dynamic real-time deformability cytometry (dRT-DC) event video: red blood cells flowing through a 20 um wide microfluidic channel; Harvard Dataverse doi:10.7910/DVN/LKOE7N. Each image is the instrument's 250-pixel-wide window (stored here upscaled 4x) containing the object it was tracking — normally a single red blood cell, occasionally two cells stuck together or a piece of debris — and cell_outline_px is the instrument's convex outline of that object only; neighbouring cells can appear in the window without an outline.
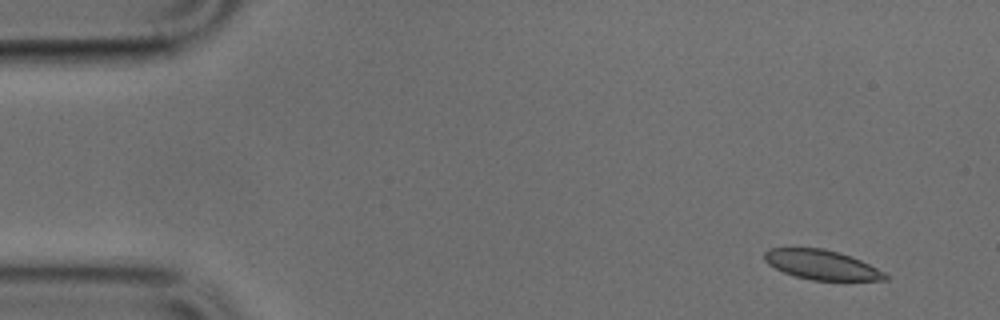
{"species": "common noctule bat (a hibernating species)", "species_latin": "Nyctalus noctula", "temperature_condition": "cold", "stored_images_in_passage": 47, "camera_frame_rate_fps": 3000, "um_per_image_px": 0.085, "animal": {"sex": "male", "body_mass_g": 17.9, "forearm_length_mm": 54.2}, "frame": {"image": 1, "passage_image": 1, "time_ms": 0.0, "image_size_px": [1000, 320], "cell_outline_px": [[888, 280], [812, 280], [796, 276], [784, 272], [768, 264], [764, 260], [764, 252], [768, 248], [824, 248], [840, 252], [852, 256], [884, 272], [888, 276]], "centroid_in_image_um": [69.83, 22.49], "position_along_channel_um": 15.2, "area_um2": 20.75}}
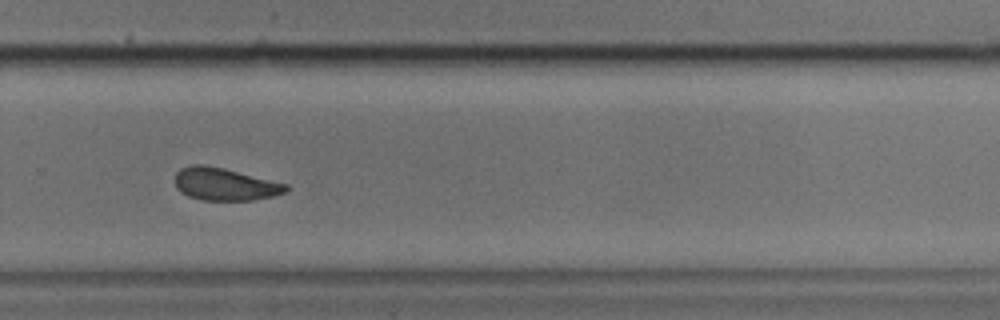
{"frame": {"image": 2, "passage_image": 31, "time_ms": 10.0, "image_size_px": [1000, 320], "cell_outline_px": [[288, 188], [284, 192], [272, 196], [252, 200], [200, 200], [188, 196], [180, 192], [176, 188], [176, 172], [180, 168], [192, 164], [204, 164], [224, 168], [288, 184]], "centroid_in_image_um": [19.07, 15.65], "position_along_channel_um": 310.7, "area_um2": 21.04}}
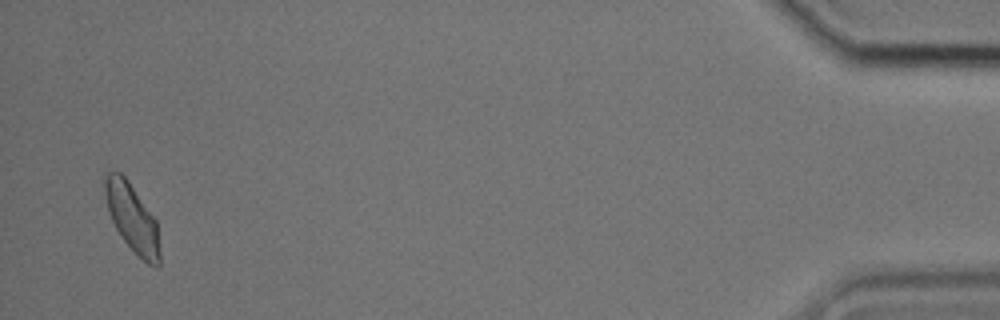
{"frame": {"image": 3, "passage_image": 46, "time_ms": 15.0, "image_size_px": [1000, 320], "cell_outline_px": [[160, 264], [156, 268], [148, 264], [124, 240], [116, 228], [112, 220], [108, 208], [104, 192], [104, 180], [108, 172], [120, 172], [128, 180], [156, 220], [160, 252]], "centroid_in_image_um": [11.25, 18.52], "position_along_channel_um": 424.0, "area_um2": 21.27}}